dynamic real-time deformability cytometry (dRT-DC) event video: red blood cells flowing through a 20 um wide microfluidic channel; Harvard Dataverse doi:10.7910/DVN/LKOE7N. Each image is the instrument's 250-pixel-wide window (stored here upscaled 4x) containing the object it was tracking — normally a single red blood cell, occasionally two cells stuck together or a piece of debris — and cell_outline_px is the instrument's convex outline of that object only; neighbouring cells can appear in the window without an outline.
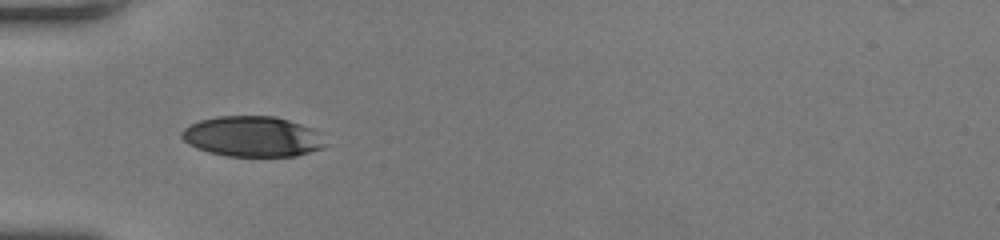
{"species": "human", "species_latin": "Homo sapiens", "temperature_condition": "room temperature", "stored_images_in_passage": 33, "camera_frame_rate_fps": 3000, "um_per_image_px": 0.085, "donor": {"sex": "female"}, "frame": {"image": 1, "passage_image": 1, "time_ms": 0.0, "image_size_px": [1000, 240], "cell_outline_px": [[328, 144], [324, 148], [296, 156], [228, 156], [208, 152], [196, 148], [188, 144], [180, 136], [180, 132], [184, 128], [200, 120], [216, 116], [276, 116], [312, 128]], "centroid_in_image_um": [21.44, 11.61], "position_along_channel_um": 63.6, "area_um2": 33.93}}
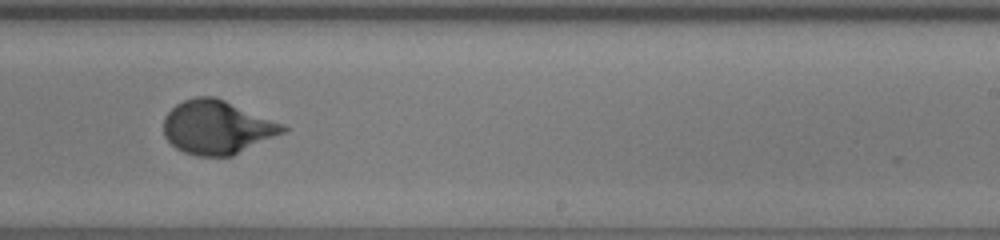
{"frame": {"image": 2, "passage_image": 16, "time_ms": 5.0, "image_size_px": [1000, 240], "cell_outline_px": [[288, 128], [284, 132], [232, 156], [196, 156], [184, 152], [176, 148], [164, 136], [164, 116], [176, 104], [184, 100], [196, 96], [216, 96], [284, 124]], "centroid_in_image_um": [18.43, 10.81], "position_along_channel_um": 270.6, "area_um2": 37.28}}
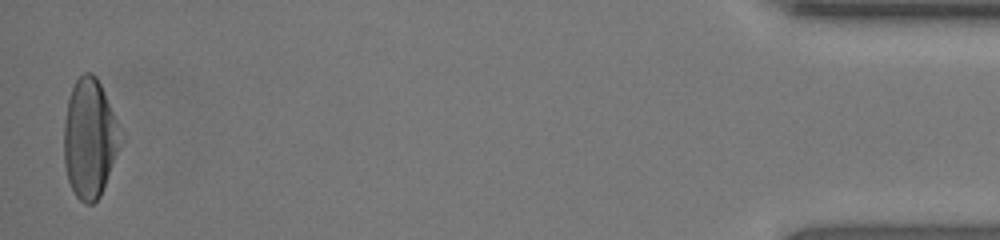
{"frame": {"image": 3, "passage_image": 33, "time_ms": 10.667, "image_size_px": [1000, 240], "cell_outline_px": [[116, 152], [100, 196], [92, 204], [84, 204], [76, 196], [68, 180], [64, 164], [64, 120], [68, 100], [72, 88], [76, 80], [84, 72], [92, 72], [96, 76], [100, 84], [116, 120]], "centroid_in_image_um": [7.53, 11.76], "position_along_channel_um": 427.7, "area_um2": 37.74}, "authors_computed_cell_mechanics": {"area_um2": 36.2406, "velocity_mm_per_s": 4.2518, "shape_relaxation_time_tau1_ms": 3.338, "shape_relaxation_time_tau2_ms": null, "deformation_change_tau1": 0.1908, "deformation_change_tau2": null}}